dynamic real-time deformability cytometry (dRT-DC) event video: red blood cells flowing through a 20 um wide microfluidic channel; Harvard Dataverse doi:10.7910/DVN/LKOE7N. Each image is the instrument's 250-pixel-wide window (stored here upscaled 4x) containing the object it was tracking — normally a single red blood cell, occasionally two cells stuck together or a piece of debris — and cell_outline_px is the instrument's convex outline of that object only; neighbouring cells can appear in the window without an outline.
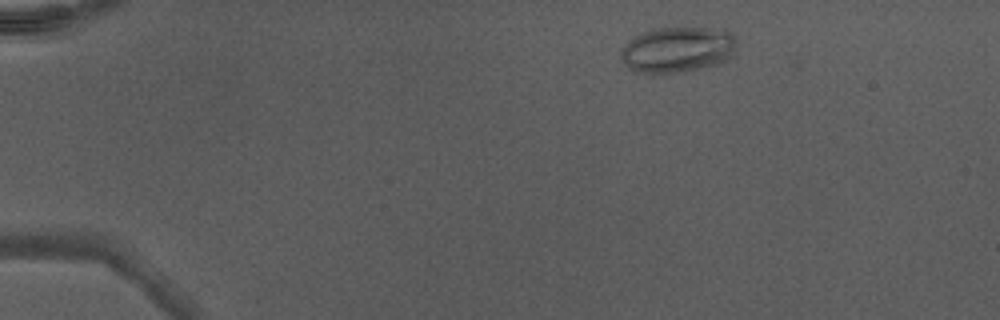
{"species": "Egyptian fruit bat (a non-hibernating species)", "species_latin": "Rousettus aegyptiacus", "temperature_condition": "warm", "stored_images_in_passage": 28, "camera_frame_rate_fps": 3000, "um_per_image_px": 0.085, "animal": {"sex": "male"}, "frame": {"image": 1, "passage_image": 5, "time_ms": 1.333, "image_size_px": [1000, 320], "cell_outline_px": [[736, 48], [732, 56], [728, 60], [716, 64], [700, 68], [664, 76], [636, 72], [628, 68], [620, 60], [620, 52], [628, 40], [640, 32], [652, 28], [724, 28], [732, 32], [736, 40]], "centroid_in_image_um": [57.57, 4.24], "position_along_channel_um": 27.4, "area_um2": 31.91}}
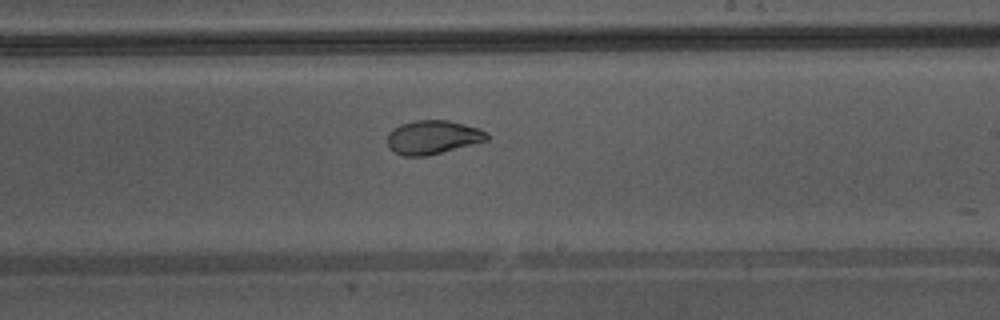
{"frame": {"image": 2, "passage_image": 27, "time_ms": 8.667, "image_size_px": [1000, 320], "cell_outline_px": [[488, 140], [424, 156], [404, 156], [388, 148], [388, 132], [392, 128], [400, 124], [416, 120], [448, 120], [464, 124], [488, 132]], "centroid_in_image_um": [36.75, 11.65], "position_along_channel_um": 252.3, "area_um2": 19.36}}